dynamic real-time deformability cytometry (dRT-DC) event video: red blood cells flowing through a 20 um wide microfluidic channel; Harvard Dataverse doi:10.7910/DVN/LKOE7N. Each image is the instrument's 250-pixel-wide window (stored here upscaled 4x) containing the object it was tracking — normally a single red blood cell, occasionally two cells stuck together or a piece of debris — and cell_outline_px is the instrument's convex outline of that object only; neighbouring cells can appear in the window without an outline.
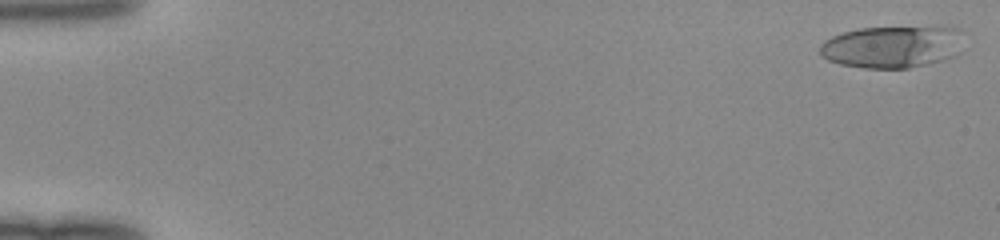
{"species": "human", "species_latin": "Homo sapiens", "temperature_condition": "room temperature", "stored_images_in_passage": 49, "camera_frame_rate_fps": 3000, "um_per_image_px": 0.085, "donor": {"sex": "female"}, "frame": {"image": 1, "passage_image": 1, "time_ms": 0.0, "image_size_px": [1000, 240], "cell_outline_px": [[960, 52], [944, 60], [908, 68], [864, 68], [840, 64], [828, 60], [820, 56], [820, 44], [824, 40], [832, 36], [856, 28], [960, 28]], "centroid_in_image_um": [75.77, 3.99], "position_along_channel_um": 9.2, "area_um2": 34.91}}
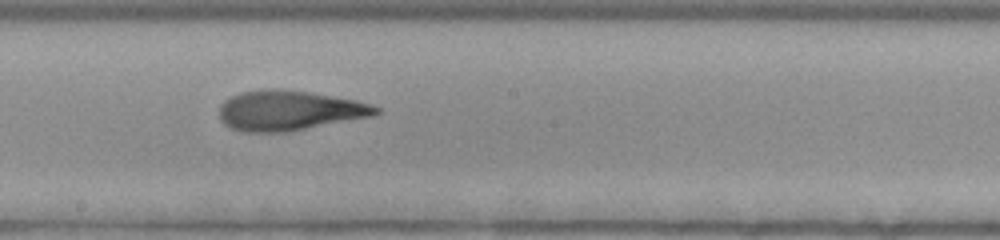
{"frame": {"image": 2, "passage_image": 28, "time_ms": 9.0, "image_size_px": [1000, 240], "cell_outline_px": [[380, 112], [372, 116], [288, 132], [240, 132], [228, 128], [220, 120], [220, 104], [224, 100], [240, 92], [260, 88], [280, 88], [308, 92], [356, 100], [380, 108]], "centroid_in_image_um": [24.52, 9.39], "position_along_channel_um": 223.7, "area_um2": 36.76}}
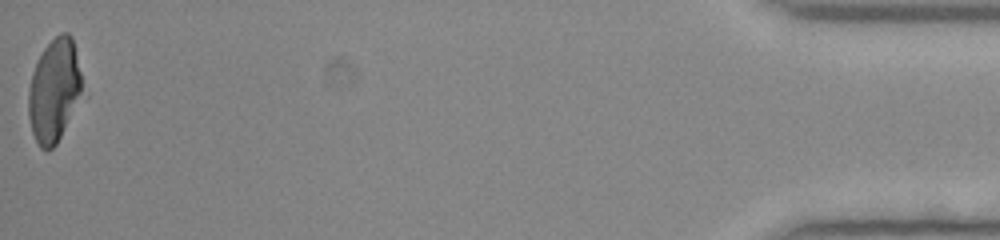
{"frame": {"image": 3, "passage_image": 49, "time_ms": 16.0, "image_size_px": [1000, 240], "cell_outline_px": [[80, 92], [60, 136], [56, 144], [52, 148], [40, 148], [32, 132], [28, 116], [28, 92], [32, 72], [36, 60], [44, 48], [60, 32], [68, 32], [72, 36], [80, 72]], "centroid_in_image_um": [4.54, 7.63], "position_along_channel_um": 430.7, "area_um2": 31.27}}